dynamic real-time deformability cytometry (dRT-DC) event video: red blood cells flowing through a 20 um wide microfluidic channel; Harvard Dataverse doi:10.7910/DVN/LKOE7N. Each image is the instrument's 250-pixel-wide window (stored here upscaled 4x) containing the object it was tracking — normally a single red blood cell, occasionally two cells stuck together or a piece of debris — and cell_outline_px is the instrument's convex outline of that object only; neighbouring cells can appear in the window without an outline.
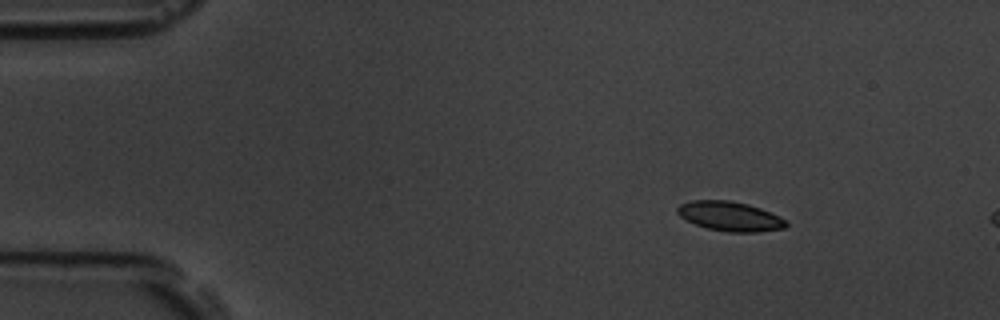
{"species": "common noctule bat (a hibernating species)", "species_latin": "Nyctalus noctula", "temperature_condition": "room temperature", "stored_images_in_passage": 3, "camera_frame_rate_fps": 3000, "um_per_image_px": 0.085, "animal": {"sex": "male", "body_mass_g": 19.5, "forearm_length_mm": 54.6}, "frame": {"image": 1, "passage_image": 2, "time_ms": 1.333, "image_size_px": [1000, 320], "cell_outline_px": [[788, 224], [784, 228], [760, 232], [728, 232], [708, 228], [696, 224], [680, 216], [676, 212], [676, 208], [680, 204], [692, 200], [728, 200], [748, 204], [760, 208], [780, 216], [788, 220]], "centroid_in_image_um": [62.07, 18.38], "position_along_channel_um": 22.9, "area_um2": 18.73}}